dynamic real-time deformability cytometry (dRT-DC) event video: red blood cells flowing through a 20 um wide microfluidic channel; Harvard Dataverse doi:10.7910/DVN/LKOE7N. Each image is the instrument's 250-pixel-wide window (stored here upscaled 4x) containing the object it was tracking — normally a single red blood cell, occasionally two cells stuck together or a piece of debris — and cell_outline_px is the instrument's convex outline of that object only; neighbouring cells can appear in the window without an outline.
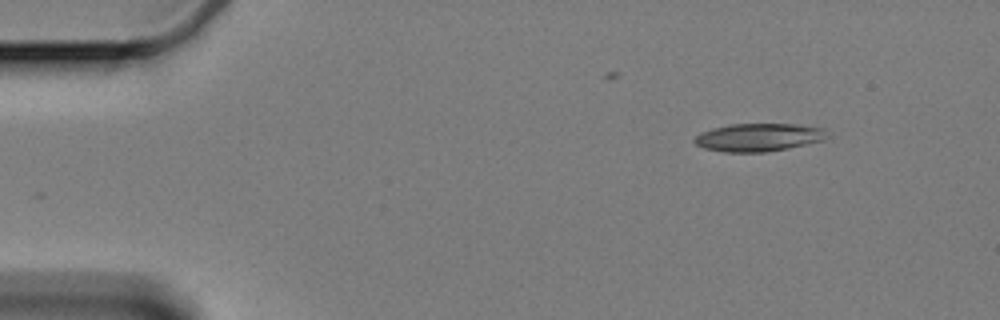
{"species": "Egyptian fruit bat (a non-hibernating species)", "species_latin": "Rousettus aegyptiacus", "temperature_condition": "cold", "stored_images_in_passage": 11, "camera_frame_rate_fps": 3000, "um_per_image_px": 0.085, "animal": {"sex": "female"}, "frame": {"image": 1, "passage_image": 1, "time_ms": 0.0, "image_size_px": [1000, 320], "cell_outline_px": [[832, 132], [824, 140], [788, 148], [764, 152], [724, 152], [704, 148], [696, 144], [692, 140], [700, 132], [712, 128], [728, 124], [800, 124], [824, 128]], "centroid_in_image_um": [64.52, 11.66], "position_along_channel_um": 20.5, "area_um2": 21.91}}